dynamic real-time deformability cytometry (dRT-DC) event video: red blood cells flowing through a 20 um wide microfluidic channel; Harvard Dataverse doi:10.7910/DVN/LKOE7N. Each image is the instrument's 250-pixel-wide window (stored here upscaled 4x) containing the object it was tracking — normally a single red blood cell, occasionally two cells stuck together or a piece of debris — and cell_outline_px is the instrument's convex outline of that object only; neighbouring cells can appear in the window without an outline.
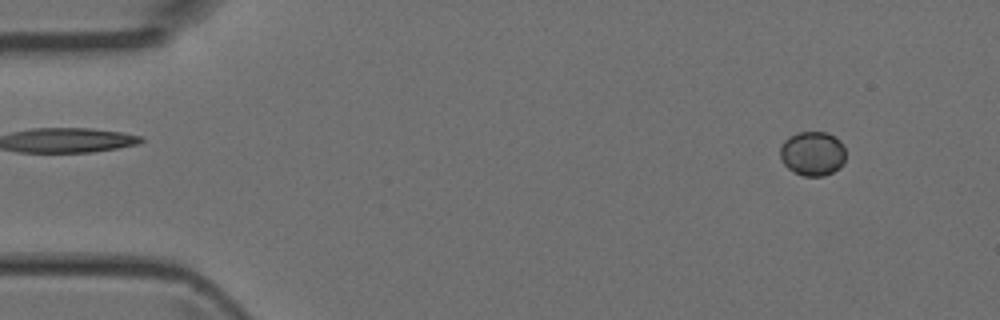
{"species": "Egyptian fruit bat (a non-hibernating species)", "species_latin": "Rousettus aegyptiacus", "temperature_condition": "room temperature", "stored_images_in_passage": 46, "camera_frame_rate_fps": 3000, "um_per_image_px": 0.085, "animal": {"sex": "female"}, "frame": {"image": 1, "passage_image": 4, "time_ms": 1.0, "image_size_px": [1000, 320], "cell_outline_px": [[844, 164], [840, 168], [824, 176], [804, 176], [788, 168], [784, 164], [780, 156], [780, 148], [784, 140], [788, 136], [796, 132], [828, 132], [836, 136], [840, 140], [844, 148]], "centroid_in_image_um": [69.07, 13.03], "position_along_channel_um": 15.9, "area_um2": 17.11}}
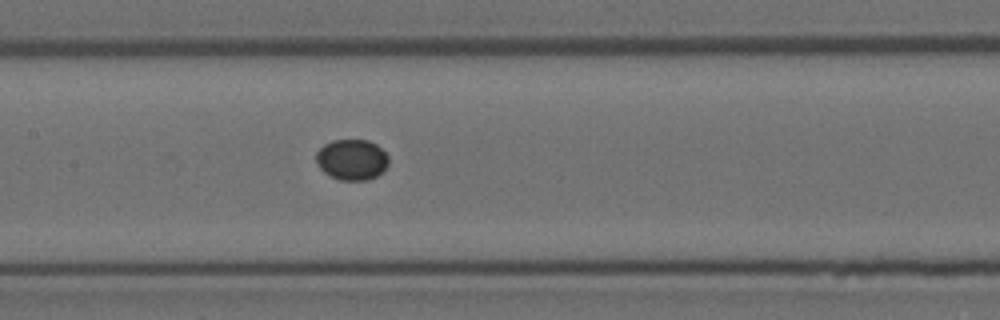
{"frame": {"image": 2, "passage_image": 22, "time_ms": 7.0, "image_size_px": [1000, 320], "cell_outline_px": [[388, 164], [376, 176], [368, 180], [340, 180], [324, 172], [316, 164], [316, 152], [324, 144], [332, 140], [368, 140], [376, 144], [388, 156]], "centroid_in_image_um": [29.88, 13.56], "position_along_channel_um": 177.5, "area_um2": 17.11}}
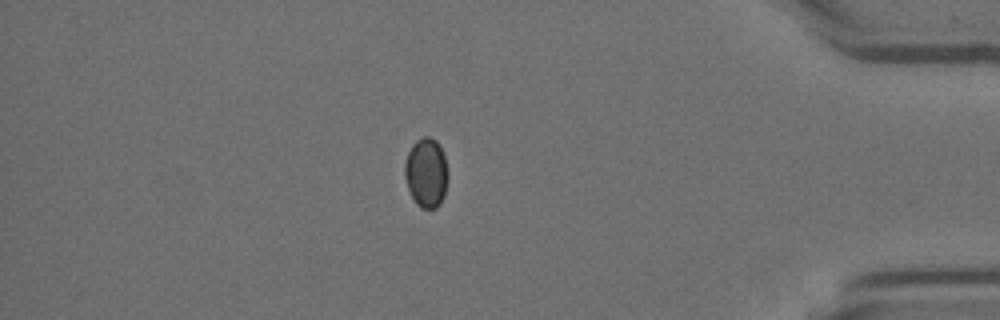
{"frame": {"image": 3, "passage_image": 40, "time_ms": 13.0, "image_size_px": [1000, 320], "cell_outline_px": [[448, 176], [444, 196], [440, 204], [436, 208], [420, 208], [416, 204], [408, 188], [404, 176], [404, 164], [408, 152], [412, 144], [416, 140], [424, 136], [428, 136], [436, 140], [440, 144], [444, 156]], "centroid_in_image_um": [36.22, 14.67], "position_along_channel_um": 399.0, "area_um2": 17.63}}